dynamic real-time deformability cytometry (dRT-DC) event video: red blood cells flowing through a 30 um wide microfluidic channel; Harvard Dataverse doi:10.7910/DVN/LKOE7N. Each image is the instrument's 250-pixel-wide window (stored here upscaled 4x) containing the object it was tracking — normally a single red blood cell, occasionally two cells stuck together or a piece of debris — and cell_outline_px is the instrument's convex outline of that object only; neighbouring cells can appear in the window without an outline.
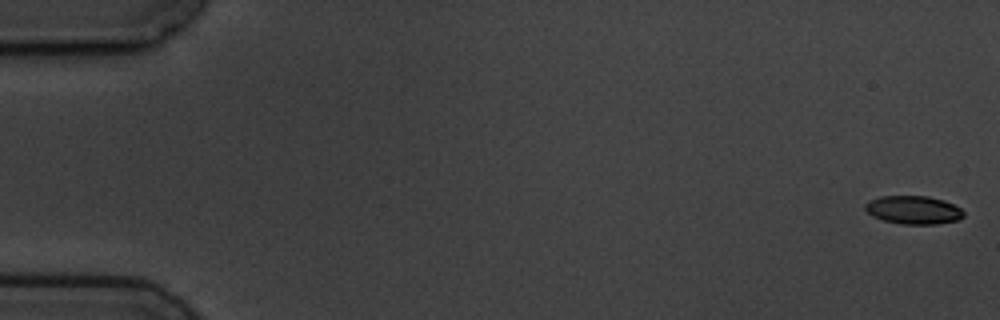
{"species": "common noctule bat (a hibernating species)", "species_latin": "Nyctalus noctula", "temperature_condition": "cold", "stored_images_in_passage": 7, "camera_frame_rate_fps": 3000, "um_per_image_px": 0.085, "animal": {"sex": "male", "body_mass_g": 19.5, "forearm_length_mm": 54.6}, "frame": {"image": 1, "passage_image": 1, "time_ms": 0.0, "image_size_px": [1000, 320], "cell_outline_px": [[964, 216], [960, 220], [936, 224], [904, 224], [884, 220], [872, 216], [864, 208], [864, 204], [868, 200], [880, 196], [928, 196], [944, 200], [960, 208], [964, 212]], "centroid_in_image_um": [77.64, 17.84], "position_along_channel_um": 7.4, "area_um2": 16.3}}
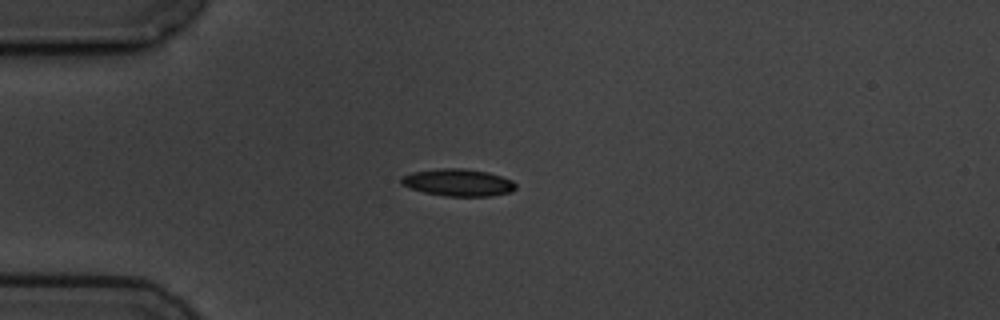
{"frame": {"image": 2, "passage_image": 5, "time_ms": 4.667, "image_size_px": [1000, 320], "cell_outline_px": [[516, 188], [512, 192], [492, 196], [444, 196], [424, 192], [400, 184], [400, 180], [404, 176], [412, 172], [440, 168], [464, 168], [488, 172], [512, 180], [516, 184]], "centroid_in_image_um": [38.97, 15.51], "position_along_channel_um": 46.0, "area_um2": 18.15}}
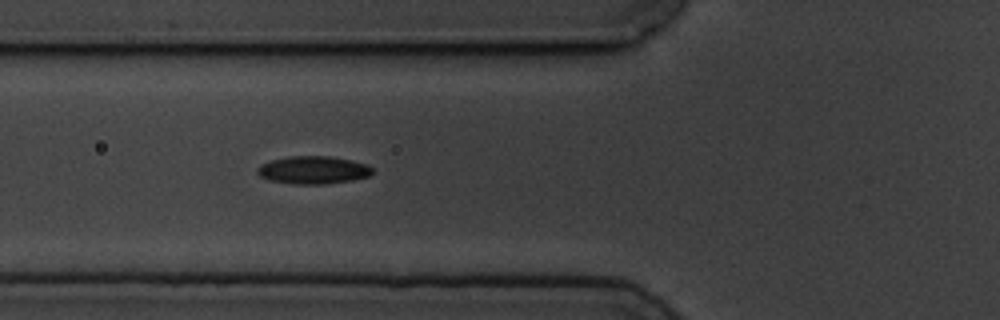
{"frame": {"image": 3, "passage_image": 7, "time_ms": 6.667, "image_size_px": [1000, 320], "cell_outline_px": [[372, 172], [368, 176], [352, 180], [328, 184], [292, 184], [268, 180], [260, 176], [256, 172], [256, 168], [272, 160], [288, 156], [328, 156], [368, 164], [372, 168]], "centroid_in_image_um": [26.6, 14.46], "position_along_channel_um": 99.2, "area_um2": 18.55}}